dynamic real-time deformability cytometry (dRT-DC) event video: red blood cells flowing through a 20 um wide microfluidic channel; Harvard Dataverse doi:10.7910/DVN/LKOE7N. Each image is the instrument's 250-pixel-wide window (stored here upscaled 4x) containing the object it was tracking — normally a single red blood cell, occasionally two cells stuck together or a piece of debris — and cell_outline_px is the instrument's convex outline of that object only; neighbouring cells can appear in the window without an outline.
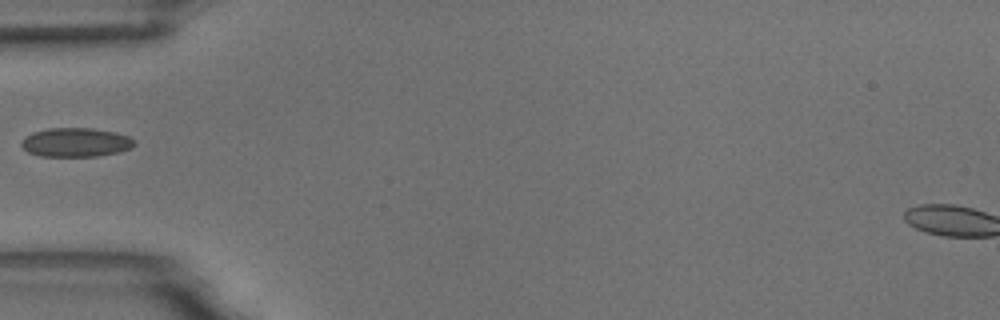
{"species": "common noctule bat (a hibernating species)", "species_latin": "Nyctalus noctula", "temperature_condition": "room temperature", "stored_images_in_passage": 3, "camera_frame_rate_fps": 3000, "um_per_image_px": 0.085, "animal": {"sex": "male", "body_mass_g": 18.8}, "frame": {"image": 1, "passage_image": 2, "time_ms": 1.0, "image_size_px": [1000, 320], "cell_outline_px": [[136, 144], [132, 148], [120, 152], [96, 156], [40, 156], [28, 152], [20, 144], [20, 140], [24, 136], [32, 132], [48, 128], [92, 128], [116, 132], [128, 136], [136, 140]], "centroid_in_image_um": [6.45, 12.09], "position_along_channel_um": 78.6, "area_um2": 19.36}}